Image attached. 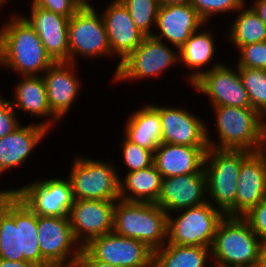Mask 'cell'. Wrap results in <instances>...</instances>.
<instances>
[{"label": "cell", "instance_id": "cell-36", "mask_svg": "<svg viewBox=\"0 0 266 267\" xmlns=\"http://www.w3.org/2000/svg\"><path fill=\"white\" fill-rule=\"evenodd\" d=\"M31 3L68 19L85 4L82 0H32Z\"/></svg>", "mask_w": 266, "mask_h": 267}, {"label": "cell", "instance_id": "cell-30", "mask_svg": "<svg viewBox=\"0 0 266 267\" xmlns=\"http://www.w3.org/2000/svg\"><path fill=\"white\" fill-rule=\"evenodd\" d=\"M242 9L245 6L238 10L239 15L232 21L227 34L238 49L247 44L266 41V25L260 17L250 6Z\"/></svg>", "mask_w": 266, "mask_h": 267}, {"label": "cell", "instance_id": "cell-32", "mask_svg": "<svg viewBox=\"0 0 266 267\" xmlns=\"http://www.w3.org/2000/svg\"><path fill=\"white\" fill-rule=\"evenodd\" d=\"M127 8L135 26L146 36H152L151 26H155L158 10V0H120Z\"/></svg>", "mask_w": 266, "mask_h": 267}, {"label": "cell", "instance_id": "cell-45", "mask_svg": "<svg viewBox=\"0 0 266 267\" xmlns=\"http://www.w3.org/2000/svg\"><path fill=\"white\" fill-rule=\"evenodd\" d=\"M7 0H0V8L6 3ZM1 10V9H0Z\"/></svg>", "mask_w": 266, "mask_h": 267}, {"label": "cell", "instance_id": "cell-41", "mask_svg": "<svg viewBox=\"0 0 266 267\" xmlns=\"http://www.w3.org/2000/svg\"><path fill=\"white\" fill-rule=\"evenodd\" d=\"M253 5L250 6L255 13L260 17L262 22L266 25V0H255Z\"/></svg>", "mask_w": 266, "mask_h": 267}, {"label": "cell", "instance_id": "cell-26", "mask_svg": "<svg viewBox=\"0 0 266 267\" xmlns=\"http://www.w3.org/2000/svg\"><path fill=\"white\" fill-rule=\"evenodd\" d=\"M124 136L131 142L154 152L161 144V122L158 110L147 104L128 118Z\"/></svg>", "mask_w": 266, "mask_h": 267}, {"label": "cell", "instance_id": "cell-23", "mask_svg": "<svg viewBox=\"0 0 266 267\" xmlns=\"http://www.w3.org/2000/svg\"><path fill=\"white\" fill-rule=\"evenodd\" d=\"M208 148L161 143L154 151V165L162 178L204 173L203 166Z\"/></svg>", "mask_w": 266, "mask_h": 267}, {"label": "cell", "instance_id": "cell-10", "mask_svg": "<svg viewBox=\"0 0 266 267\" xmlns=\"http://www.w3.org/2000/svg\"><path fill=\"white\" fill-rule=\"evenodd\" d=\"M37 233L41 256L52 267H76L82 247L74 238L68 216L37 215Z\"/></svg>", "mask_w": 266, "mask_h": 267}, {"label": "cell", "instance_id": "cell-43", "mask_svg": "<svg viewBox=\"0 0 266 267\" xmlns=\"http://www.w3.org/2000/svg\"><path fill=\"white\" fill-rule=\"evenodd\" d=\"M158 1L161 6L190 3V0H158Z\"/></svg>", "mask_w": 266, "mask_h": 267}, {"label": "cell", "instance_id": "cell-22", "mask_svg": "<svg viewBox=\"0 0 266 267\" xmlns=\"http://www.w3.org/2000/svg\"><path fill=\"white\" fill-rule=\"evenodd\" d=\"M266 198V160L251 152L239 170L235 198V216H243Z\"/></svg>", "mask_w": 266, "mask_h": 267}, {"label": "cell", "instance_id": "cell-6", "mask_svg": "<svg viewBox=\"0 0 266 267\" xmlns=\"http://www.w3.org/2000/svg\"><path fill=\"white\" fill-rule=\"evenodd\" d=\"M219 142L209 138L210 148L246 150L256 152L259 145L260 128L263 116L253 108L213 106Z\"/></svg>", "mask_w": 266, "mask_h": 267}, {"label": "cell", "instance_id": "cell-44", "mask_svg": "<svg viewBox=\"0 0 266 267\" xmlns=\"http://www.w3.org/2000/svg\"><path fill=\"white\" fill-rule=\"evenodd\" d=\"M259 267H266V243H264L262 247L261 262Z\"/></svg>", "mask_w": 266, "mask_h": 267}, {"label": "cell", "instance_id": "cell-40", "mask_svg": "<svg viewBox=\"0 0 266 267\" xmlns=\"http://www.w3.org/2000/svg\"><path fill=\"white\" fill-rule=\"evenodd\" d=\"M256 152L266 160V115L262 118L259 145Z\"/></svg>", "mask_w": 266, "mask_h": 267}, {"label": "cell", "instance_id": "cell-35", "mask_svg": "<svg viewBox=\"0 0 266 267\" xmlns=\"http://www.w3.org/2000/svg\"><path fill=\"white\" fill-rule=\"evenodd\" d=\"M240 58L237 67L266 70V41L251 43L238 49Z\"/></svg>", "mask_w": 266, "mask_h": 267}, {"label": "cell", "instance_id": "cell-27", "mask_svg": "<svg viewBox=\"0 0 266 267\" xmlns=\"http://www.w3.org/2000/svg\"><path fill=\"white\" fill-rule=\"evenodd\" d=\"M120 198L130 202L156 203L161 191L162 176L153 164L147 168L128 172L120 178Z\"/></svg>", "mask_w": 266, "mask_h": 267}, {"label": "cell", "instance_id": "cell-19", "mask_svg": "<svg viewBox=\"0 0 266 267\" xmlns=\"http://www.w3.org/2000/svg\"><path fill=\"white\" fill-rule=\"evenodd\" d=\"M30 17H23L35 30L46 52L55 62H69V19L32 4Z\"/></svg>", "mask_w": 266, "mask_h": 267}, {"label": "cell", "instance_id": "cell-33", "mask_svg": "<svg viewBox=\"0 0 266 267\" xmlns=\"http://www.w3.org/2000/svg\"><path fill=\"white\" fill-rule=\"evenodd\" d=\"M122 157L128 172L138 171L154 164V152L129 141L126 137L121 142Z\"/></svg>", "mask_w": 266, "mask_h": 267}, {"label": "cell", "instance_id": "cell-46", "mask_svg": "<svg viewBox=\"0 0 266 267\" xmlns=\"http://www.w3.org/2000/svg\"><path fill=\"white\" fill-rule=\"evenodd\" d=\"M5 191H9V190H0V197L2 196V194L5 192Z\"/></svg>", "mask_w": 266, "mask_h": 267}, {"label": "cell", "instance_id": "cell-25", "mask_svg": "<svg viewBox=\"0 0 266 267\" xmlns=\"http://www.w3.org/2000/svg\"><path fill=\"white\" fill-rule=\"evenodd\" d=\"M21 79L14 89L13 101H11L14 109L18 107L23 112H29L31 117L35 115L38 117L51 116L50 121H39L40 125L51 129V123H59L60 120L51 112L42 74L41 76H22Z\"/></svg>", "mask_w": 266, "mask_h": 267}, {"label": "cell", "instance_id": "cell-16", "mask_svg": "<svg viewBox=\"0 0 266 267\" xmlns=\"http://www.w3.org/2000/svg\"><path fill=\"white\" fill-rule=\"evenodd\" d=\"M153 106L160 116L161 143L209 147L208 128L202 119L179 107Z\"/></svg>", "mask_w": 266, "mask_h": 267}, {"label": "cell", "instance_id": "cell-1", "mask_svg": "<svg viewBox=\"0 0 266 267\" xmlns=\"http://www.w3.org/2000/svg\"><path fill=\"white\" fill-rule=\"evenodd\" d=\"M37 214L14 192L0 197V258L52 267L40 253Z\"/></svg>", "mask_w": 266, "mask_h": 267}, {"label": "cell", "instance_id": "cell-21", "mask_svg": "<svg viewBox=\"0 0 266 267\" xmlns=\"http://www.w3.org/2000/svg\"><path fill=\"white\" fill-rule=\"evenodd\" d=\"M75 66L74 63L55 62L42 75L51 112L59 120L69 112L81 89Z\"/></svg>", "mask_w": 266, "mask_h": 267}, {"label": "cell", "instance_id": "cell-13", "mask_svg": "<svg viewBox=\"0 0 266 267\" xmlns=\"http://www.w3.org/2000/svg\"><path fill=\"white\" fill-rule=\"evenodd\" d=\"M14 191L37 215L68 216L74 203L69 179L52 178L30 182Z\"/></svg>", "mask_w": 266, "mask_h": 267}, {"label": "cell", "instance_id": "cell-29", "mask_svg": "<svg viewBox=\"0 0 266 267\" xmlns=\"http://www.w3.org/2000/svg\"><path fill=\"white\" fill-rule=\"evenodd\" d=\"M211 248L166 242L153 251V267H206ZM210 256V257H209ZM212 267V266H211Z\"/></svg>", "mask_w": 266, "mask_h": 267}, {"label": "cell", "instance_id": "cell-14", "mask_svg": "<svg viewBox=\"0 0 266 267\" xmlns=\"http://www.w3.org/2000/svg\"><path fill=\"white\" fill-rule=\"evenodd\" d=\"M192 86L210 97L212 106L252 108L238 67L234 71L225 63H215Z\"/></svg>", "mask_w": 266, "mask_h": 267}, {"label": "cell", "instance_id": "cell-37", "mask_svg": "<svg viewBox=\"0 0 266 267\" xmlns=\"http://www.w3.org/2000/svg\"><path fill=\"white\" fill-rule=\"evenodd\" d=\"M243 217L259 239L266 243V198L252 207Z\"/></svg>", "mask_w": 266, "mask_h": 267}, {"label": "cell", "instance_id": "cell-12", "mask_svg": "<svg viewBox=\"0 0 266 267\" xmlns=\"http://www.w3.org/2000/svg\"><path fill=\"white\" fill-rule=\"evenodd\" d=\"M83 248L104 263L122 267H153V250L145 243L114 232L95 237Z\"/></svg>", "mask_w": 266, "mask_h": 267}, {"label": "cell", "instance_id": "cell-24", "mask_svg": "<svg viewBox=\"0 0 266 267\" xmlns=\"http://www.w3.org/2000/svg\"><path fill=\"white\" fill-rule=\"evenodd\" d=\"M49 129L37 124L20 125L13 132L0 138V174L5 173L23 162L44 139Z\"/></svg>", "mask_w": 266, "mask_h": 267}, {"label": "cell", "instance_id": "cell-3", "mask_svg": "<svg viewBox=\"0 0 266 267\" xmlns=\"http://www.w3.org/2000/svg\"><path fill=\"white\" fill-rule=\"evenodd\" d=\"M263 244L243 216L225 215L211 247L213 267H259Z\"/></svg>", "mask_w": 266, "mask_h": 267}, {"label": "cell", "instance_id": "cell-5", "mask_svg": "<svg viewBox=\"0 0 266 267\" xmlns=\"http://www.w3.org/2000/svg\"><path fill=\"white\" fill-rule=\"evenodd\" d=\"M251 152L208 148L203 171L206 177L207 199H212L224 215L235 216L237 182L242 161ZM210 196V198H209Z\"/></svg>", "mask_w": 266, "mask_h": 267}, {"label": "cell", "instance_id": "cell-47", "mask_svg": "<svg viewBox=\"0 0 266 267\" xmlns=\"http://www.w3.org/2000/svg\"><path fill=\"white\" fill-rule=\"evenodd\" d=\"M84 3H89L88 0H82Z\"/></svg>", "mask_w": 266, "mask_h": 267}, {"label": "cell", "instance_id": "cell-15", "mask_svg": "<svg viewBox=\"0 0 266 267\" xmlns=\"http://www.w3.org/2000/svg\"><path fill=\"white\" fill-rule=\"evenodd\" d=\"M116 201L74 199L68 217L74 238L81 247L95 237L113 232Z\"/></svg>", "mask_w": 266, "mask_h": 267}, {"label": "cell", "instance_id": "cell-31", "mask_svg": "<svg viewBox=\"0 0 266 267\" xmlns=\"http://www.w3.org/2000/svg\"><path fill=\"white\" fill-rule=\"evenodd\" d=\"M251 107L262 116L266 115V70L238 67Z\"/></svg>", "mask_w": 266, "mask_h": 267}, {"label": "cell", "instance_id": "cell-8", "mask_svg": "<svg viewBox=\"0 0 266 267\" xmlns=\"http://www.w3.org/2000/svg\"><path fill=\"white\" fill-rule=\"evenodd\" d=\"M69 172L74 199L118 200L120 175L109 162L76 157Z\"/></svg>", "mask_w": 266, "mask_h": 267}, {"label": "cell", "instance_id": "cell-34", "mask_svg": "<svg viewBox=\"0 0 266 267\" xmlns=\"http://www.w3.org/2000/svg\"><path fill=\"white\" fill-rule=\"evenodd\" d=\"M245 0H190V4L197 11L201 19L206 23L212 15L226 12H236L244 7ZM210 18V19H209Z\"/></svg>", "mask_w": 266, "mask_h": 267}, {"label": "cell", "instance_id": "cell-39", "mask_svg": "<svg viewBox=\"0 0 266 267\" xmlns=\"http://www.w3.org/2000/svg\"><path fill=\"white\" fill-rule=\"evenodd\" d=\"M76 267H122L118 265H113L109 263L101 262L94 259L83 247L81 249L80 255Z\"/></svg>", "mask_w": 266, "mask_h": 267}, {"label": "cell", "instance_id": "cell-20", "mask_svg": "<svg viewBox=\"0 0 266 267\" xmlns=\"http://www.w3.org/2000/svg\"><path fill=\"white\" fill-rule=\"evenodd\" d=\"M204 25L205 22L190 3L160 5L155 25L160 34H152V37L161 41L164 38L179 50L191 34Z\"/></svg>", "mask_w": 266, "mask_h": 267}, {"label": "cell", "instance_id": "cell-7", "mask_svg": "<svg viewBox=\"0 0 266 267\" xmlns=\"http://www.w3.org/2000/svg\"><path fill=\"white\" fill-rule=\"evenodd\" d=\"M209 200L180 211L176 218L167 215V242L211 248L220 220L225 216Z\"/></svg>", "mask_w": 266, "mask_h": 267}, {"label": "cell", "instance_id": "cell-17", "mask_svg": "<svg viewBox=\"0 0 266 267\" xmlns=\"http://www.w3.org/2000/svg\"><path fill=\"white\" fill-rule=\"evenodd\" d=\"M105 9L102 18L112 55L116 54L121 58L115 69L116 75L121 62L141 44L146 35L135 26L127 8L120 0L111 1Z\"/></svg>", "mask_w": 266, "mask_h": 267}, {"label": "cell", "instance_id": "cell-2", "mask_svg": "<svg viewBox=\"0 0 266 267\" xmlns=\"http://www.w3.org/2000/svg\"><path fill=\"white\" fill-rule=\"evenodd\" d=\"M0 27V65L21 76H40L55 61L38 34L20 15H13Z\"/></svg>", "mask_w": 266, "mask_h": 267}, {"label": "cell", "instance_id": "cell-42", "mask_svg": "<svg viewBox=\"0 0 266 267\" xmlns=\"http://www.w3.org/2000/svg\"><path fill=\"white\" fill-rule=\"evenodd\" d=\"M0 267H40L29 261H9L0 258Z\"/></svg>", "mask_w": 266, "mask_h": 267}, {"label": "cell", "instance_id": "cell-18", "mask_svg": "<svg viewBox=\"0 0 266 267\" xmlns=\"http://www.w3.org/2000/svg\"><path fill=\"white\" fill-rule=\"evenodd\" d=\"M206 196L204 173L178 175L162 178L156 204L170 214L206 203L208 201Z\"/></svg>", "mask_w": 266, "mask_h": 267}, {"label": "cell", "instance_id": "cell-28", "mask_svg": "<svg viewBox=\"0 0 266 267\" xmlns=\"http://www.w3.org/2000/svg\"><path fill=\"white\" fill-rule=\"evenodd\" d=\"M202 31V32H201ZM195 31L191 34L190 38L178 50L179 60H181L186 67L192 69L187 79L191 85L195 83L205 70H201L203 66L213 58L216 52L215 40L208 30Z\"/></svg>", "mask_w": 266, "mask_h": 267}, {"label": "cell", "instance_id": "cell-11", "mask_svg": "<svg viewBox=\"0 0 266 267\" xmlns=\"http://www.w3.org/2000/svg\"><path fill=\"white\" fill-rule=\"evenodd\" d=\"M152 36H146L141 44L120 65L115 81L137 80L158 76L179 60L178 50Z\"/></svg>", "mask_w": 266, "mask_h": 267}, {"label": "cell", "instance_id": "cell-9", "mask_svg": "<svg viewBox=\"0 0 266 267\" xmlns=\"http://www.w3.org/2000/svg\"><path fill=\"white\" fill-rule=\"evenodd\" d=\"M94 9L92 5L85 3L69 19V63L76 64L79 56H112L102 15L99 16Z\"/></svg>", "mask_w": 266, "mask_h": 267}, {"label": "cell", "instance_id": "cell-4", "mask_svg": "<svg viewBox=\"0 0 266 267\" xmlns=\"http://www.w3.org/2000/svg\"><path fill=\"white\" fill-rule=\"evenodd\" d=\"M167 215L156 203L118 199L114 207L113 232L137 239L155 251L167 242Z\"/></svg>", "mask_w": 266, "mask_h": 267}, {"label": "cell", "instance_id": "cell-38", "mask_svg": "<svg viewBox=\"0 0 266 267\" xmlns=\"http://www.w3.org/2000/svg\"><path fill=\"white\" fill-rule=\"evenodd\" d=\"M15 114L16 111L11 100H5L0 96V138L5 137L21 125Z\"/></svg>", "mask_w": 266, "mask_h": 267}]
</instances>
